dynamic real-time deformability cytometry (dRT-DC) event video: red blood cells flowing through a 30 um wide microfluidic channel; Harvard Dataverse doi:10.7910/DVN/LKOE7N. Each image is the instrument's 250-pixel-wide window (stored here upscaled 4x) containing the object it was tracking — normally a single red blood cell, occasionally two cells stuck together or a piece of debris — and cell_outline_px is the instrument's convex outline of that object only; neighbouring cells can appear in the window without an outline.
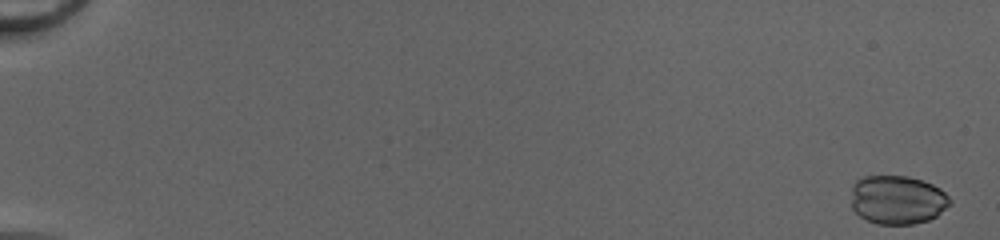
{"species": "common noctule bat (a hibernating species)", "species_latin": "Nyctalus noctula", "temperature_condition": "cold", "stored_images_in_passage": 47, "camera_frame_rate_fps": 3000, "um_per_image_px": 0.085, "animal": {"sex": "female", "body_mass_g": 20.0, "forearm_length_mm": 54.0}, "frame": {"image": 1, "passage_image": 1, "time_ms": 0.0, "image_size_px": [1000, 240], "cell_outline_px": [[952, 204], [936, 216], [928, 220], [912, 224], [876, 224], [860, 216], [852, 208], [852, 184], [856, 180], [864, 176], [908, 176], [932, 184], [940, 188], [952, 200]], "centroid_in_image_um": [76.29, 16.98], "position_along_channel_um": 8.7, "area_um2": 28.21}}
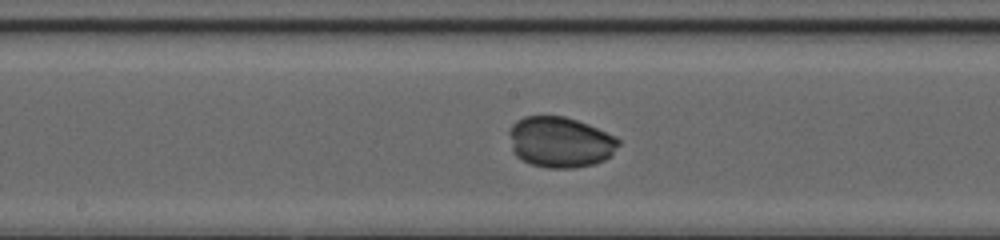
{"frame": {"image": 2, "passage_image": 29, "time_ms": 9.333, "image_size_px": [1000, 240], "cell_outline_px": [[620, 144], [604, 160], [592, 164], [572, 168], [548, 168], [532, 164], [516, 156], [512, 148], [508, 132], [512, 124], [516, 120], [524, 116], [564, 116], [588, 124], [616, 136], [620, 140]], "centroid_in_image_um": [47.6, 12.06], "position_along_channel_um": 200.6, "area_um2": 32.19}}
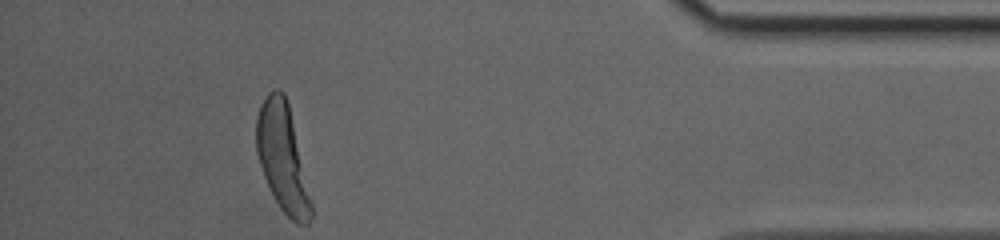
{"frame": {"image": 3, "passage_image": 47, "time_ms": 15.333, "image_size_px": [1000, 240], "cell_outline_px": [[312, 216], [308, 224], [296, 224], [280, 208], [264, 176], [256, 152], [256, 120], [260, 104], [268, 92], [272, 88], [280, 88], [284, 92], [288, 104], [312, 204]], "centroid_in_image_um": [23.99, 13.37], "position_along_channel_um": 411.2, "area_um2": 33.7}}